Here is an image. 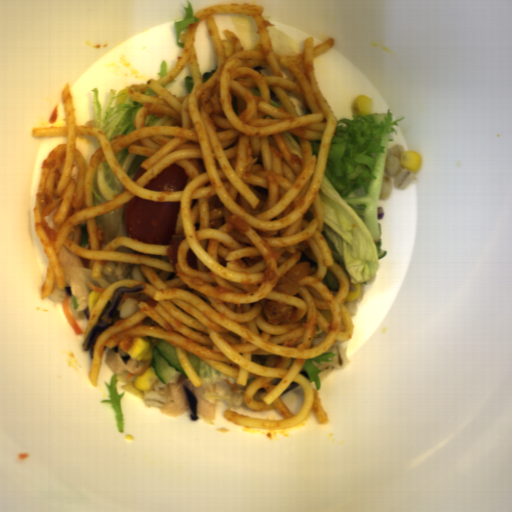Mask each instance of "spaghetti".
<instances>
[{
  "label": "spaghetti",
  "mask_w": 512,
  "mask_h": 512,
  "mask_svg": "<svg viewBox=\"0 0 512 512\" xmlns=\"http://www.w3.org/2000/svg\"><path fill=\"white\" fill-rule=\"evenodd\" d=\"M263 5L220 2L206 5L180 34L183 52L176 65L158 78L125 86L129 100L144 103L135 130L108 140L104 130L76 126L77 115L68 82L60 96L65 126L33 127L31 137L66 136L41 159L33 204V226L48 260L40 298L66 279L59 252L63 244L81 258L94 259L90 274L100 278L101 261L138 264L143 280L117 279L97 299L83 335L99 318L116 288L144 285V300L134 315L117 320L97 336L88 377L98 386L104 347L125 337L150 336L172 344L186 377L203 385L186 352L245 385L243 400L254 411L272 408L284 419L249 418L224 409L225 418L250 429L281 430L299 426L313 410L318 425L330 423L318 389L300 373L306 359L323 354L334 340L349 341L355 326L345 306L351 287L346 271L332 255L322 231L319 194L330 147L337 130L336 114L317 81L315 57L336 44L335 38L314 45L303 40L302 54L275 53L262 15ZM254 17L259 40L243 49L230 29L219 40L212 14ZM206 18L217 56L214 74L203 84L194 44L195 30ZM188 61L192 91L176 97L162 85L171 82ZM306 100L312 113L298 116L285 90ZM164 114L172 126L144 127L146 115ZM299 138L302 161L291 155L280 132ZM75 135L95 136L101 147L86 168ZM128 152L150 156L145 174L132 182L115 158ZM106 160L124 190L92 207L94 169ZM189 176L182 191L143 187L169 165ZM156 202H178L177 233L168 245L116 237L104 239L96 215L122 206L135 196ZM301 252L316 262L294 295L271 290L297 264ZM339 282L336 297L322 281L327 269ZM296 306L286 324L271 325L262 308L267 300ZM316 323L327 333L311 347ZM186 351V352H185ZM304 387V402L295 416L279 397L291 382Z\"/></svg>",
  "instance_id": "spaghetti-1"
}]
</instances>
